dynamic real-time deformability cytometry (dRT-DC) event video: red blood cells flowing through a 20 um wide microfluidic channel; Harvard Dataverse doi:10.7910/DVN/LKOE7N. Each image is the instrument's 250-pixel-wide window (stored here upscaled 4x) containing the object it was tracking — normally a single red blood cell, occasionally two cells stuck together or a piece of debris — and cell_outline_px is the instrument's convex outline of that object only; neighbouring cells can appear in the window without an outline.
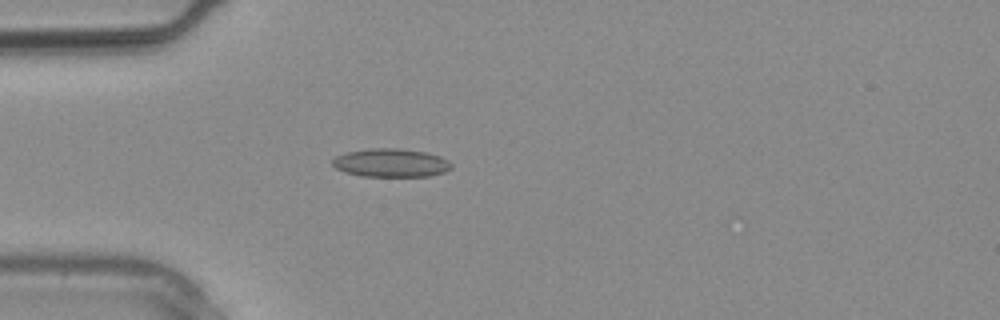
{"species": "common noctule bat (a hibernating species)", "species_latin": "Nyctalus noctula", "temperature_condition": "warm", "stored_images_in_passage": 2, "camera_frame_rate_fps": 3000, "um_per_image_px": 0.085, "animal": {"sex": "male", "body_mass_g": 20.4}, "frame": {"image": 1, "passage_image": 2, "time_ms": 0.333, "image_size_px": [1000, 320], "cell_outline_px": [[452, 168], [444, 172], [428, 176], [360, 176], [344, 172], [336, 168], [332, 164], [332, 160], [336, 156], [344, 152], [372, 148], [400, 148], [428, 152], [440, 156], [448, 160], [452, 164]], "centroid_in_image_um": [33.23, 13.83], "position_along_channel_um": 51.8, "area_um2": 19.88}}